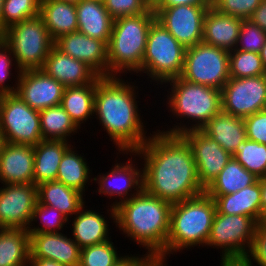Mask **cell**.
<instances>
[{
  "instance_id": "1",
  "label": "cell",
  "mask_w": 266,
  "mask_h": 266,
  "mask_svg": "<svg viewBox=\"0 0 266 266\" xmlns=\"http://www.w3.org/2000/svg\"><path fill=\"white\" fill-rule=\"evenodd\" d=\"M151 136L130 154L144 160L141 164L143 189L171 204L204 193L187 140L182 135L166 134L158 129Z\"/></svg>"
},
{
  "instance_id": "2",
  "label": "cell",
  "mask_w": 266,
  "mask_h": 266,
  "mask_svg": "<svg viewBox=\"0 0 266 266\" xmlns=\"http://www.w3.org/2000/svg\"><path fill=\"white\" fill-rule=\"evenodd\" d=\"M135 89L138 87L126 84L120 76L96 79L95 118L123 154L135 152L149 139L136 101L139 91Z\"/></svg>"
},
{
  "instance_id": "3",
  "label": "cell",
  "mask_w": 266,
  "mask_h": 266,
  "mask_svg": "<svg viewBox=\"0 0 266 266\" xmlns=\"http://www.w3.org/2000/svg\"><path fill=\"white\" fill-rule=\"evenodd\" d=\"M171 206L142 189L115 207L116 228L156 258L166 247Z\"/></svg>"
},
{
  "instance_id": "4",
  "label": "cell",
  "mask_w": 266,
  "mask_h": 266,
  "mask_svg": "<svg viewBox=\"0 0 266 266\" xmlns=\"http://www.w3.org/2000/svg\"><path fill=\"white\" fill-rule=\"evenodd\" d=\"M215 214V200L206 192L172 204L166 247L156 258L166 260L168 254L206 246Z\"/></svg>"
},
{
  "instance_id": "5",
  "label": "cell",
  "mask_w": 266,
  "mask_h": 266,
  "mask_svg": "<svg viewBox=\"0 0 266 266\" xmlns=\"http://www.w3.org/2000/svg\"><path fill=\"white\" fill-rule=\"evenodd\" d=\"M156 15L152 6L136 16L115 19L107 45L108 77L141 73L149 29Z\"/></svg>"
},
{
  "instance_id": "6",
  "label": "cell",
  "mask_w": 266,
  "mask_h": 266,
  "mask_svg": "<svg viewBox=\"0 0 266 266\" xmlns=\"http://www.w3.org/2000/svg\"><path fill=\"white\" fill-rule=\"evenodd\" d=\"M165 83H170V87L172 86L171 92H169L170 95L167 96L170 112L177 119L178 117H183L185 120L188 118L189 121L193 120L195 122L192 124L188 123V127H186L187 124L185 125L180 121L176 126L174 124V127L166 131L158 130L162 133L182 135L189 130H200L222 110L221 90L219 89L201 84H193L181 77L170 79Z\"/></svg>"
},
{
  "instance_id": "7",
  "label": "cell",
  "mask_w": 266,
  "mask_h": 266,
  "mask_svg": "<svg viewBox=\"0 0 266 266\" xmlns=\"http://www.w3.org/2000/svg\"><path fill=\"white\" fill-rule=\"evenodd\" d=\"M4 42L14 56L17 73L42 69L54 46V40L40 15L10 26L5 30Z\"/></svg>"
},
{
  "instance_id": "8",
  "label": "cell",
  "mask_w": 266,
  "mask_h": 266,
  "mask_svg": "<svg viewBox=\"0 0 266 266\" xmlns=\"http://www.w3.org/2000/svg\"><path fill=\"white\" fill-rule=\"evenodd\" d=\"M185 51L186 48L155 19L147 37L142 72L162 85L170 79L180 77Z\"/></svg>"
},
{
  "instance_id": "9",
  "label": "cell",
  "mask_w": 266,
  "mask_h": 266,
  "mask_svg": "<svg viewBox=\"0 0 266 266\" xmlns=\"http://www.w3.org/2000/svg\"><path fill=\"white\" fill-rule=\"evenodd\" d=\"M180 77L221 90L230 78L229 51L204 42L186 48Z\"/></svg>"
},
{
  "instance_id": "10",
  "label": "cell",
  "mask_w": 266,
  "mask_h": 266,
  "mask_svg": "<svg viewBox=\"0 0 266 266\" xmlns=\"http://www.w3.org/2000/svg\"><path fill=\"white\" fill-rule=\"evenodd\" d=\"M258 222L245 215L216 214L207 247L221 249V260L245 259L253 243Z\"/></svg>"
},
{
  "instance_id": "11",
  "label": "cell",
  "mask_w": 266,
  "mask_h": 266,
  "mask_svg": "<svg viewBox=\"0 0 266 266\" xmlns=\"http://www.w3.org/2000/svg\"><path fill=\"white\" fill-rule=\"evenodd\" d=\"M0 128L9 143L35 146L43 140L39 111L16 93L0 95Z\"/></svg>"
},
{
  "instance_id": "12",
  "label": "cell",
  "mask_w": 266,
  "mask_h": 266,
  "mask_svg": "<svg viewBox=\"0 0 266 266\" xmlns=\"http://www.w3.org/2000/svg\"><path fill=\"white\" fill-rule=\"evenodd\" d=\"M221 109L246 118L266 109V74L246 78H229L221 89Z\"/></svg>"
},
{
  "instance_id": "13",
  "label": "cell",
  "mask_w": 266,
  "mask_h": 266,
  "mask_svg": "<svg viewBox=\"0 0 266 266\" xmlns=\"http://www.w3.org/2000/svg\"><path fill=\"white\" fill-rule=\"evenodd\" d=\"M210 6L212 5H178L152 8L156 20L180 44L188 48L202 42L204 18Z\"/></svg>"
},
{
  "instance_id": "14",
  "label": "cell",
  "mask_w": 266,
  "mask_h": 266,
  "mask_svg": "<svg viewBox=\"0 0 266 266\" xmlns=\"http://www.w3.org/2000/svg\"><path fill=\"white\" fill-rule=\"evenodd\" d=\"M37 201L34 183L3 184L0 188V228L28 229Z\"/></svg>"
},
{
  "instance_id": "15",
  "label": "cell",
  "mask_w": 266,
  "mask_h": 266,
  "mask_svg": "<svg viewBox=\"0 0 266 266\" xmlns=\"http://www.w3.org/2000/svg\"><path fill=\"white\" fill-rule=\"evenodd\" d=\"M16 79L15 93L32 109L40 111L61 103L65 86L42 69L23 70Z\"/></svg>"
},
{
  "instance_id": "16",
  "label": "cell",
  "mask_w": 266,
  "mask_h": 266,
  "mask_svg": "<svg viewBox=\"0 0 266 266\" xmlns=\"http://www.w3.org/2000/svg\"><path fill=\"white\" fill-rule=\"evenodd\" d=\"M131 159L132 157L129 158V161H126V163H116L109 173L100 174L97 178L94 177L90 180L91 182L94 180L99 184L100 187L99 189L97 188L98 194L108 195L110 198L114 196L117 198L120 197V200H115V202H113L114 204L112 203L110 209L107 210V213L110 211L109 216L114 220V223H116L115 207L119 203L137 195L143 189V169H138V166H136V164L134 165L136 162H133ZM129 192L131 193L129 194ZM132 192L134 193L132 194Z\"/></svg>"
},
{
  "instance_id": "17",
  "label": "cell",
  "mask_w": 266,
  "mask_h": 266,
  "mask_svg": "<svg viewBox=\"0 0 266 266\" xmlns=\"http://www.w3.org/2000/svg\"><path fill=\"white\" fill-rule=\"evenodd\" d=\"M191 146L200 184L205 189L222 171L232 155L201 130L182 134Z\"/></svg>"
},
{
  "instance_id": "18",
  "label": "cell",
  "mask_w": 266,
  "mask_h": 266,
  "mask_svg": "<svg viewBox=\"0 0 266 266\" xmlns=\"http://www.w3.org/2000/svg\"><path fill=\"white\" fill-rule=\"evenodd\" d=\"M61 52L86 63L100 77H108L107 44L75 31L54 40Z\"/></svg>"
},
{
  "instance_id": "19",
  "label": "cell",
  "mask_w": 266,
  "mask_h": 266,
  "mask_svg": "<svg viewBox=\"0 0 266 266\" xmlns=\"http://www.w3.org/2000/svg\"><path fill=\"white\" fill-rule=\"evenodd\" d=\"M29 258L56 261L66 266H79L81 248L67 235L59 233H29Z\"/></svg>"
},
{
  "instance_id": "20",
  "label": "cell",
  "mask_w": 266,
  "mask_h": 266,
  "mask_svg": "<svg viewBox=\"0 0 266 266\" xmlns=\"http://www.w3.org/2000/svg\"><path fill=\"white\" fill-rule=\"evenodd\" d=\"M42 70L65 87L91 84L99 77L86 63L61 52L55 46L48 53Z\"/></svg>"
},
{
  "instance_id": "21",
  "label": "cell",
  "mask_w": 266,
  "mask_h": 266,
  "mask_svg": "<svg viewBox=\"0 0 266 266\" xmlns=\"http://www.w3.org/2000/svg\"><path fill=\"white\" fill-rule=\"evenodd\" d=\"M34 146L6 142L0 154V183H33Z\"/></svg>"
},
{
  "instance_id": "22",
  "label": "cell",
  "mask_w": 266,
  "mask_h": 266,
  "mask_svg": "<svg viewBox=\"0 0 266 266\" xmlns=\"http://www.w3.org/2000/svg\"><path fill=\"white\" fill-rule=\"evenodd\" d=\"M243 20L223 14L210 6L204 18L202 42L228 51L234 50Z\"/></svg>"
},
{
  "instance_id": "23",
  "label": "cell",
  "mask_w": 266,
  "mask_h": 266,
  "mask_svg": "<svg viewBox=\"0 0 266 266\" xmlns=\"http://www.w3.org/2000/svg\"><path fill=\"white\" fill-rule=\"evenodd\" d=\"M261 179L236 193L209 195L215 200L216 210L228 215H245L261 222Z\"/></svg>"
},
{
  "instance_id": "24",
  "label": "cell",
  "mask_w": 266,
  "mask_h": 266,
  "mask_svg": "<svg viewBox=\"0 0 266 266\" xmlns=\"http://www.w3.org/2000/svg\"><path fill=\"white\" fill-rule=\"evenodd\" d=\"M200 130L231 155L236 151L238 145L247 139L244 119L222 110Z\"/></svg>"
},
{
  "instance_id": "25",
  "label": "cell",
  "mask_w": 266,
  "mask_h": 266,
  "mask_svg": "<svg viewBox=\"0 0 266 266\" xmlns=\"http://www.w3.org/2000/svg\"><path fill=\"white\" fill-rule=\"evenodd\" d=\"M76 11L78 31L108 45L114 19L109 15L104 3L79 0L76 3Z\"/></svg>"
},
{
  "instance_id": "26",
  "label": "cell",
  "mask_w": 266,
  "mask_h": 266,
  "mask_svg": "<svg viewBox=\"0 0 266 266\" xmlns=\"http://www.w3.org/2000/svg\"><path fill=\"white\" fill-rule=\"evenodd\" d=\"M68 141L42 140L34 146L33 183L55 181L64 153L72 146Z\"/></svg>"
},
{
  "instance_id": "27",
  "label": "cell",
  "mask_w": 266,
  "mask_h": 266,
  "mask_svg": "<svg viewBox=\"0 0 266 266\" xmlns=\"http://www.w3.org/2000/svg\"><path fill=\"white\" fill-rule=\"evenodd\" d=\"M83 195L56 180L44 182L37 186L38 202L56 208L68 219L85 206Z\"/></svg>"
},
{
  "instance_id": "28",
  "label": "cell",
  "mask_w": 266,
  "mask_h": 266,
  "mask_svg": "<svg viewBox=\"0 0 266 266\" xmlns=\"http://www.w3.org/2000/svg\"><path fill=\"white\" fill-rule=\"evenodd\" d=\"M40 16L51 38L78 31L76 4L58 0H41Z\"/></svg>"
},
{
  "instance_id": "29",
  "label": "cell",
  "mask_w": 266,
  "mask_h": 266,
  "mask_svg": "<svg viewBox=\"0 0 266 266\" xmlns=\"http://www.w3.org/2000/svg\"><path fill=\"white\" fill-rule=\"evenodd\" d=\"M84 206L75 214L72 221L73 240L82 249L87 246L99 244L109 238V230L105 216L94 210H84ZM104 216V217H103Z\"/></svg>"
},
{
  "instance_id": "30",
  "label": "cell",
  "mask_w": 266,
  "mask_h": 266,
  "mask_svg": "<svg viewBox=\"0 0 266 266\" xmlns=\"http://www.w3.org/2000/svg\"><path fill=\"white\" fill-rule=\"evenodd\" d=\"M96 80L87 85L65 87L60 105L80 128L94 116Z\"/></svg>"
},
{
  "instance_id": "31",
  "label": "cell",
  "mask_w": 266,
  "mask_h": 266,
  "mask_svg": "<svg viewBox=\"0 0 266 266\" xmlns=\"http://www.w3.org/2000/svg\"><path fill=\"white\" fill-rule=\"evenodd\" d=\"M258 180V177L231 157L218 176L205 188V192L208 195H228L251 186Z\"/></svg>"
},
{
  "instance_id": "32",
  "label": "cell",
  "mask_w": 266,
  "mask_h": 266,
  "mask_svg": "<svg viewBox=\"0 0 266 266\" xmlns=\"http://www.w3.org/2000/svg\"><path fill=\"white\" fill-rule=\"evenodd\" d=\"M27 229L0 228V266H29Z\"/></svg>"
},
{
  "instance_id": "33",
  "label": "cell",
  "mask_w": 266,
  "mask_h": 266,
  "mask_svg": "<svg viewBox=\"0 0 266 266\" xmlns=\"http://www.w3.org/2000/svg\"><path fill=\"white\" fill-rule=\"evenodd\" d=\"M43 140L69 141L68 137L80 129L59 104L39 111Z\"/></svg>"
},
{
  "instance_id": "34",
  "label": "cell",
  "mask_w": 266,
  "mask_h": 266,
  "mask_svg": "<svg viewBox=\"0 0 266 266\" xmlns=\"http://www.w3.org/2000/svg\"><path fill=\"white\" fill-rule=\"evenodd\" d=\"M70 147L63 155L59 164V170L56 181L85 194V185L90 180V168L87 166L86 158L81 154L78 155Z\"/></svg>"
},
{
  "instance_id": "35",
  "label": "cell",
  "mask_w": 266,
  "mask_h": 266,
  "mask_svg": "<svg viewBox=\"0 0 266 266\" xmlns=\"http://www.w3.org/2000/svg\"><path fill=\"white\" fill-rule=\"evenodd\" d=\"M232 157L259 179L264 177L266 145L246 139L238 145Z\"/></svg>"
},
{
  "instance_id": "36",
  "label": "cell",
  "mask_w": 266,
  "mask_h": 266,
  "mask_svg": "<svg viewBox=\"0 0 266 266\" xmlns=\"http://www.w3.org/2000/svg\"><path fill=\"white\" fill-rule=\"evenodd\" d=\"M230 78H246L266 74L259 53L241 50L229 51Z\"/></svg>"
},
{
  "instance_id": "37",
  "label": "cell",
  "mask_w": 266,
  "mask_h": 266,
  "mask_svg": "<svg viewBox=\"0 0 266 266\" xmlns=\"http://www.w3.org/2000/svg\"><path fill=\"white\" fill-rule=\"evenodd\" d=\"M41 0H4L0 25L10 26L40 15Z\"/></svg>"
},
{
  "instance_id": "38",
  "label": "cell",
  "mask_w": 266,
  "mask_h": 266,
  "mask_svg": "<svg viewBox=\"0 0 266 266\" xmlns=\"http://www.w3.org/2000/svg\"><path fill=\"white\" fill-rule=\"evenodd\" d=\"M37 220H40L41 226L32 227V224H34L32 222ZM67 222L68 218L56 208L43 205L37 201L33 211L31 227L27 230L29 233H59Z\"/></svg>"
},
{
  "instance_id": "39",
  "label": "cell",
  "mask_w": 266,
  "mask_h": 266,
  "mask_svg": "<svg viewBox=\"0 0 266 266\" xmlns=\"http://www.w3.org/2000/svg\"><path fill=\"white\" fill-rule=\"evenodd\" d=\"M112 241H105L81 249L79 266H114L119 256Z\"/></svg>"
},
{
  "instance_id": "40",
  "label": "cell",
  "mask_w": 266,
  "mask_h": 266,
  "mask_svg": "<svg viewBox=\"0 0 266 266\" xmlns=\"http://www.w3.org/2000/svg\"><path fill=\"white\" fill-rule=\"evenodd\" d=\"M266 42V32L250 20H243L234 50L260 53Z\"/></svg>"
},
{
  "instance_id": "41",
  "label": "cell",
  "mask_w": 266,
  "mask_h": 266,
  "mask_svg": "<svg viewBox=\"0 0 266 266\" xmlns=\"http://www.w3.org/2000/svg\"><path fill=\"white\" fill-rule=\"evenodd\" d=\"M104 6L115 20L145 13L152 6V2L150 0H105Z\"/></svg>"
},
{
  "instance_id": "42",
  "label": "cell",
  "mask_w": 266,
  "mask_h": 266,
  "mask_svg": "<svg viewBox=\"0 0 266 266\" xmlns=\"http://www.w3.org/2000/svg\"><path fill=\"white\" fill-rule=\"evenodd\" d=\"M263 0H212V7L233 17L247 20Z\"/></svg>"
},
{
  "instance_id": "43",
  "label": "cell",
  "mask_w": 266,
  "mask_h": 266,
  "mask_svg": "<svg viewBox=\"0 0 266 266\" xmlns=\"http://www.w3.org/2000/svg\"><path fill=\"white\" fill-rule=\"evenodd\" d=\"M247 139L266 145V109L244 118Z\"/></svg>"
},
{
  "instance_id": "44",
  "label": "cell",
  "mask_w": 266,
  "mask_h": 266,
  "mask_svg": "<svg viewBox=\"0 0 266 266\" xmlns=\"http://www.w3.org/2000/svg\"><path fill=\"white\" fill-rule=\"evenodd\" d=\"M245 259H253L259 266H266V221L257 224L252 246Z\"/></svg>"
},
{
  "instance_id": "45",
  "label": "cell",
  "mask_w": 266,
  "mask_h": 266,
  "mask_svg": "<svg viewBox=\"0 0 266 266\" xmlns=\"http://www.w3.org/2000/svg\"><path fill=\"white\" fill-rule=\"evenodd\" d=\"M14 60V56L11 51L8 49L7 44L4 42L0 45V95L15 93L17 88V83L12 87L7 83L9 77L12 75L11 66H14L12 63Z\"/></svg>"
},
{
  "instance_id": "46",
  "label": "cell",
  "mask_w": 266,
  "mask_h": 266,
  "mask_svg": "<svg viewBox=\"0 0 266 266\" xmlns=\"http://www.w3.org/2000/svg\"><path fill=\"white\" fill-rule=\"evenodd\" d=\"M178 5H212V0H152V7H173Z\"/></svg>"
},
{
  "instance_id": "47",
  "label": "cell",
  "mask_w": 266,
  "mask_h": 266,
  "mask_svg": "<svg viewBox=\"0 0 266 266\" xmlns=\"http://www.w3.org/2000/svg\"><path fill=\"white\" fill-rule=\"evenodd\" d=\"M138 254L129 256L124 255L114 266H146L152 257L146 252L142 257Z\"/></svg>"
},
{
  "instance_id": "48",
  "label": "cell",
  "mask_w": 266,
  "mask_h": 266,
  "mask_svg": "<svg viewBox=\"0 0 266 266\" xmlns=\"http://www.w3.org/2000/svg\"><path fill=\"white\" fill-rule=\"evenodd\" d=\"M248 20L266 32V0L262 1Z\"/></svg>"
},
{
  "instance_id": "49",
  "label": "cell",
  "mask_w": 266,
  "mask_h": 266,
  "mask_svg": "<svg viewBox=\"0 0 266 266\" xmlns=\"http://www.w3.org/2000/svg\"><path fill=\"white\" fill-rule=\"evenodd\" d=\"M261 221H266V179L261 178Z\"/></svg>"
},
{
  "instance_id": "50",
  "label": "cell",
  "mask_w": 266,
  "mask_h": 266,
  "mask_svg": "<svg viewBox=\"0 0 266 266\" xmlns=\"http://www.w3.org/2000/svg\"><path fill=\"white\" fill-rule=\"evenodd\" d=\"M28 264L30 266H66L53 260L40 258H29Z\"/></svg>"
},
{
  "instance_id": "51",
  "label": "cell",
  "mask_w": 266,
  "mask_h": 266,
  "mask_svg": "<svg viewBox=\"0 0 266 266\" xmlns=\"http://www.w3.org/2000/svg\"><path fill=\"white\" fill-rule=\"evenodd\" d=\"M221 266H252L253 261H247L246 259H231V260H220Z\"/></svg>"
},
{
  "instance_id": "52",
  "label": "cell",
  "mask_w": 266,
  "mask_h": 266,
  "mask_svg": "<svg viewBox=\"0 0 266 266\" xmlns=\"http://www.w3.org/2000/svg\"><path fill=\"white\" fill-rule=\"evenodd\" d=\"M259 54H260V58L262 60L264 69L266 70V42H265L264 46L261 48V51Z\"/></svg>"
},
{
  "instance_id": "53",
  "label": "cell",
  "mask_w": 266,
  "mask_h": 266,
  "mask_svg": "<svg viewBox=\"0 0 266 266\" xmlns=\"http://www.w3.org/2000/svg\"><path fill=\"white\" fill-rule=\"evenodd\" d=\"M5 144H6V139H5L4 134H3V132H2V130L0 128V154L3 151V148H4Z\"/></svg>"
},
{
  "instance_id": "54",
  "label": "cell",
  "mask_w": 266,
  "mask_h": 266,
  "mask_svg": "<svg viewBox=\"0 0 266 266\" xmlns=\"http://www.w3.org/2000/svg\"><path fill=\"white\" fill-rule=\"evenodd\" d=\"M4 39H5V30L2 28V26L0 25V45L2 43H4Z\"/></svg>"
},
{
  "instance_id": "55",
  "label": "cell",
  "mask_w": 266,
  "mask_h": 266,
  "mask_svg": "<svg viewBox=\"0 0 266 266\" xmlns=\"http://www.w3.org/2000/svg\"><path fill=\"white\" fill-rule=\"evenodd\" d=\"M3 5H4V0H0V17H1V14H2Z\"/></svg>"
},
{
  "instance_id": "56",
  "label": "cell",
  "mask_w": 266,
  "mask_h": 266,
  "mask_svg": "<svg viewBox=\"0 0 266 266\" xmlns=\"http://www.w3.org/2000/svg\"><path fill=\"white\" fill-rule=\"evenodd\" d=\"M58 1H65V2H71V3H77L79 0H58Z\"/></svg>"
},
{
  "instance_id": "57",
  "label": "cell",
  "mask_w": 266,
  "mask_h": 266,
  "mask_svg": "<svg viewBox=\"0 0 266 266\" xmlns=\"http://www.w3.org/2000/svg\"><path fill=\"white\" fill-rule=\"evenodd\" d=\"M87 1H93V2H97V3H104L105 0H87Z\"/></svg>"
},
{
  "instance_id": "58",
  "label": "cell",
  "mask_w": 266,
  "mask_h": 266,
  "mask_svg": "<svg viewBox=\"0 0 266 266\" xmlns=\"http://www.w3.org/2000/svg\"><path fill=\"white\" fill-rule=\"evenodd\" d=\"M263 178L266 179V170H265V173H264V177Z\"/></svg>"
}]
</instances>
